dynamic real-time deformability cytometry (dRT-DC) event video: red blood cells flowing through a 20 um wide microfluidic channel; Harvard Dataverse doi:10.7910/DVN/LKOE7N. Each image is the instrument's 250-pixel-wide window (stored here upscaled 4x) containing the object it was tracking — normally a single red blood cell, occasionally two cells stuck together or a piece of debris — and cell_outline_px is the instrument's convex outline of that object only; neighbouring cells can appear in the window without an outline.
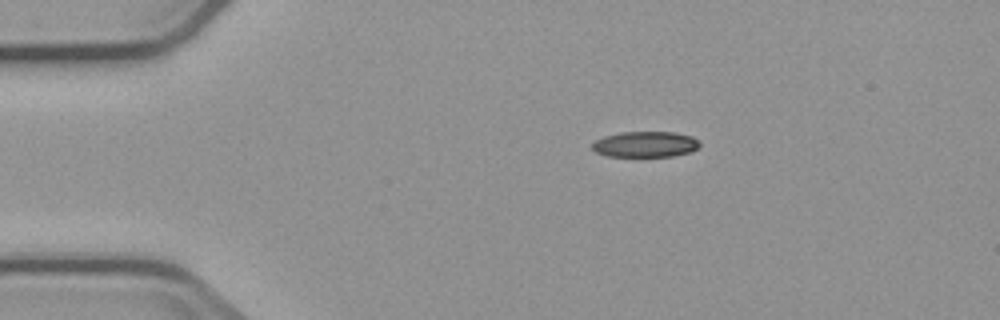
{"species": "common noctule bat (a hibernating species)", "species_latin": "Nyctalus noctula", "temperature_condition": "cold", "stored_images_in_passage": 5, "camera_frame_rate_fps": 3000, "um_per_image_px": 0.085, "animal": {"sex": "male", "body_mass_g": 23.1, "forearm_length_mm": 52.7}, "frame": {"image": 1, "passage_image": 1, "time_ms": 0.0, "image_size_px": [1000, 320], "cell_outline_px": [[700, 144], [692, 152], [672, 156], [608, 156], [596, 152], [592, 148], [592, 144], [596, 140], [604, 136], [620, 132], [676, 132], [692, 136], [700, 140]], "centroid_in_image_um": [54.88, 12.26], "position_along_channel_um": 30.1, "area_um2": 16.18}}
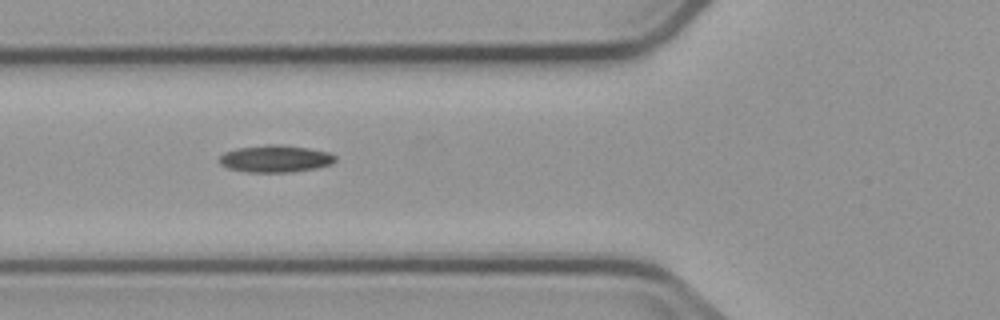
{"frame": {"image": 2, "passage_image": 4, "time_ms": 3.333, "image_size_px": [1000, 320], "cell_outline_px": [[336, 160], [332, 164], [316, 168], [292, 172], [248, 172], [228, 168], [220, 164], [220, 156], [224, 152], [236, 148], [268, 144], [280, 144], [308, 148], [328, 152], [336, 156]], "centroid_in_image_um": [23.41, 13.48], "position_along_channel_um": 102.4, "area_um2": 18.38}}
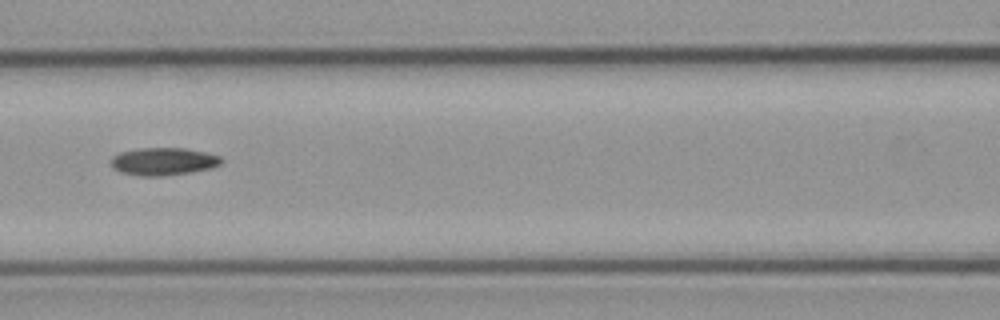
{"frame": {"image": 3, "passage_image": 5, "time_ms": 4.667, "image_size_px": [1000, 320], "cell_outline_px": [[224, 160], [220, 164], [212, 168], [192, 172], [160, 176], [140, 176], [120, 172], [112, 168], [112, 156], [120, 152], [140, 148], [184, 148], [204, 152], [220, 156]], "centroid_in_image_um": [13.89, 13.72], "position_along_channel_um": 152.7, "area_um2": 17.8}}